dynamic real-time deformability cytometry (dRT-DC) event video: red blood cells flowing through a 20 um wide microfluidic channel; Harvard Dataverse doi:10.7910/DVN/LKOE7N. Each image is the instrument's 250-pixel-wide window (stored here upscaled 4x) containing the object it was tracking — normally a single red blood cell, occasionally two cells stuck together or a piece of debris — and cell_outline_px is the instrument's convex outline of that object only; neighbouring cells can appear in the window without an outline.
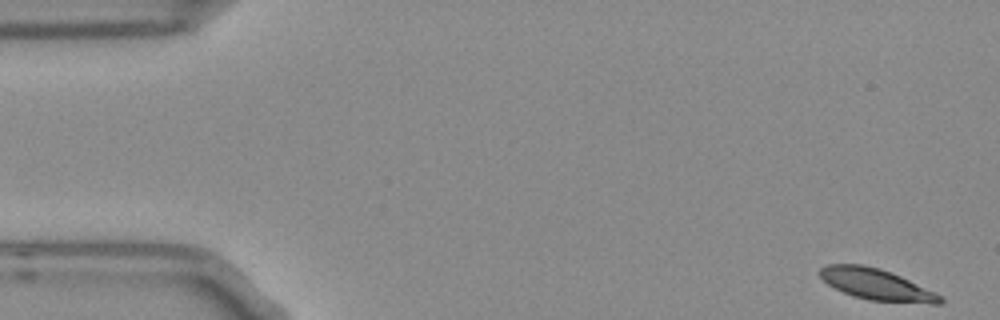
{"species": "Egyptian fruit bat (a non-hibernating species)", "species_latin": "Rousettus aegyptiacus", "temperature_condition": "room temperature", "stored_images_in_passage": 15, "camera_frame_rate_fps": 3000, "um_per_image_px": 0.085, "frame": {"image": 1, "passage_image": 1, "time_ms": 0.0, "image_size_px": [1000, 320], "cell_outline_px": [[944, 300], [940, 304], [932, 304], [868, 300], [852, 296], [828, 284], [820, 276], [820, 268], [828, 264], [864, 264], [880, 268], [900, 276], [940, 296]], "centroid_in_image_um": [74.46, 24.17], "position_along_channel_um": 10.5, "area_um2": 21.5}}
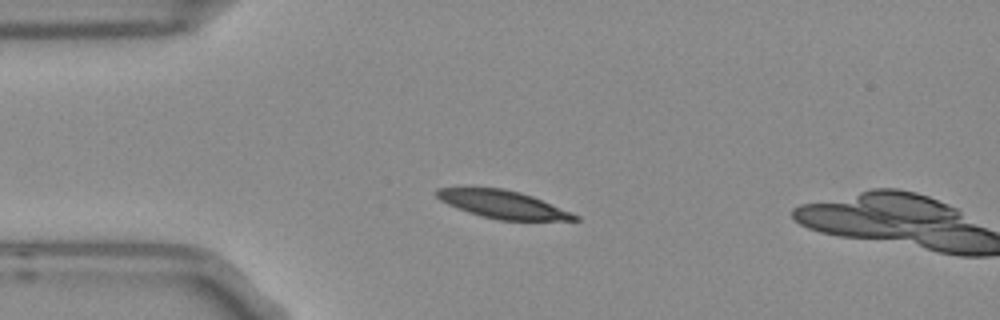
{"frame": {"image": 2, "passage_image": 12, "time_ms": 3.667, "image_size_px": [1000, 320], "cell_outline_px": [[580, 220], [500, 220], [480, 216], [468, 212], [448, 204], [440, 200], [436, 196], [436, 188], [504, 188], [520, 192], [532, 196], [580, 216]], "centroid_in_image_um": [42.74, 17.38], "position_along_channel_um": 42.3, "area_um2": 22.08}}